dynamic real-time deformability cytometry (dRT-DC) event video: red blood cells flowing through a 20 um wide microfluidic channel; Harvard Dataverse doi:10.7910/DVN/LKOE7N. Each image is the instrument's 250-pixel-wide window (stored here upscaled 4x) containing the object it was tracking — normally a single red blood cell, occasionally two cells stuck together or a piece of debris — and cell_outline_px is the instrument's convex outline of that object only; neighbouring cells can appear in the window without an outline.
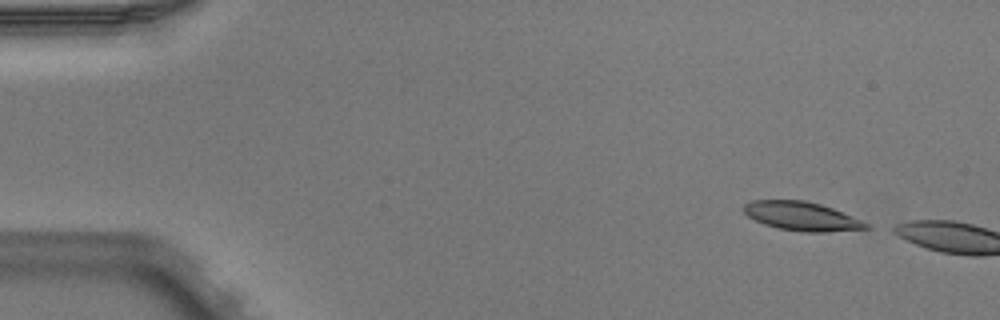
{"species": "Egyptian fruit bat (a non-hibernating species)", "species_latin": "Rousettus aegyptiacus", "temperature_condition": "warm", "stored_images_in_passage": 3, "camera_frame_rate_fps": 3000, "um_per_image_px": 0.085, "animal": {"sex": "male"}, "frame": {"image": 1, "passage_image": 1, "time_ms": 0.0, "image_size_px": [1000, 320], "cell_outline_px": [[872, 228], [824, 232], [804, 232], [780, 228], [764, 224], [748, 216], [744, 212], [744, 204], [752, 200], [804, 200], [820, 204], [832, 208], [860, 220], [868, 224]], "centroid_in_image_um": [68.13, 18.37], "position_along_channel_um": 16.9, "area_um2": 20.23}}